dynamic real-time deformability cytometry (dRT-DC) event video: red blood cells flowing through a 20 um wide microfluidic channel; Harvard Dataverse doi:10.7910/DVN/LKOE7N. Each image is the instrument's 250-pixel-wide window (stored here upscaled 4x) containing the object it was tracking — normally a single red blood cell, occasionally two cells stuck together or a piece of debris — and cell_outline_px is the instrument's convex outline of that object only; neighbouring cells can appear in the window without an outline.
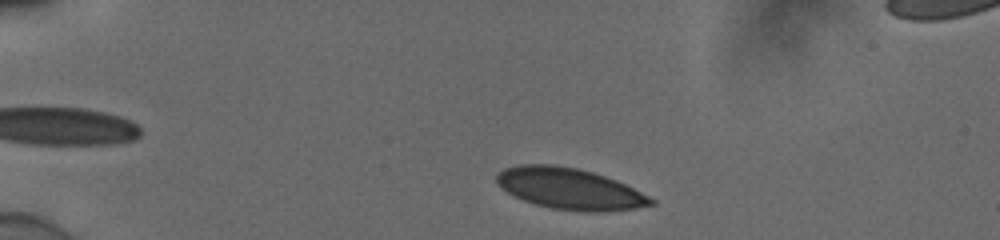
{"species": "human", "species_latin": "Homo sapiens", "temperature_condition": "cold", "stored_images_in_passage": 45, "camera_frame_rate_fps": 3000, "um_per_image_px": 0.085, "donor": {"sex": "male"}, "frame": {"image": 1, "passage_image": 3, "time_ms": 0.667, "image_size_px": [1000, 240], "cell_outline_px": [[656, 204], [636, 208], [604, 212], [580, 212], [552, 208], [536, 204], [524, 200], [500, 188], [496, 180], [496, 176], [504, 168], [516, 164], [552, 164], [576, 168], [592, 172], [616, 180], [656, 200]], "centroid_in_image_um": [48.42, 16.04], "position_along_channel_um": 36.6, "area_um2": 36.99}}
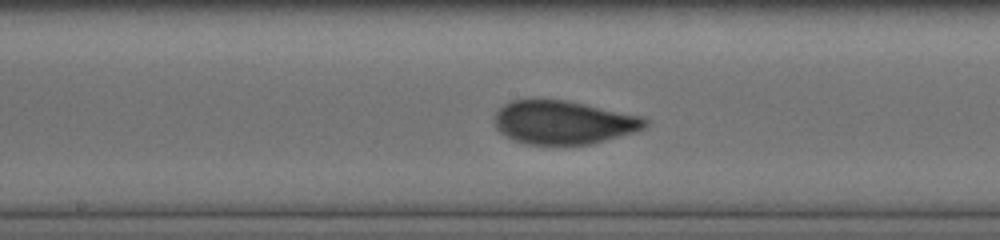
{"frame": {"image": 2, "passage_image": 21, "time_ms": 6.667, "image_size_px": [1000, 240], "cell_outline_px": [[652, 120], [644, 128], [632, 132], [604, 140], [588, 144], [528, 144], [512, 140], [504, 136], [496, 128], [496, 112], [504, 104], [512, 100], [568, 100], [644, 116]], "centroid_in_image_um": [47.92, 10.39], "position_along_channel_um": 200.3, "area_um2": 38.09}}
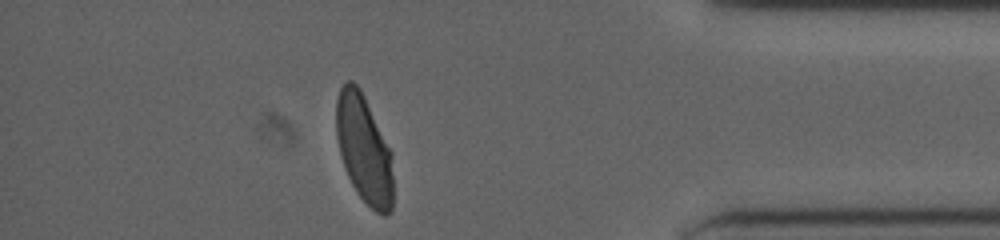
{"frame": {"image": 3, "passage_image": 39, "time_ms": 12.667, "image_size_px": [1000, 240], "cell_outline_px": [[392, 208], [384, 216], [376, 212], [356, 192], [348, 176], [340, 152], [336, 136], [336, 100], [340, 88], [348, 80], [352, 80], [360, 88], [392, 152]], "centroid_in_image_um": [30.94, 12.65], "position_along_channel_um": 404.3, "area_um2": 35.6}, "authors_computed_cell_mechanics": {"area_um2": 37.4544, "velocity_mm_per_s": 3.8729, "shape_relaxation_time_tau1_ms": 5.7116, "shape_relaxation_time_tau2_ms": null, "deformation_change_tau1": 0.1706, "deformation_change_tau2": null}}